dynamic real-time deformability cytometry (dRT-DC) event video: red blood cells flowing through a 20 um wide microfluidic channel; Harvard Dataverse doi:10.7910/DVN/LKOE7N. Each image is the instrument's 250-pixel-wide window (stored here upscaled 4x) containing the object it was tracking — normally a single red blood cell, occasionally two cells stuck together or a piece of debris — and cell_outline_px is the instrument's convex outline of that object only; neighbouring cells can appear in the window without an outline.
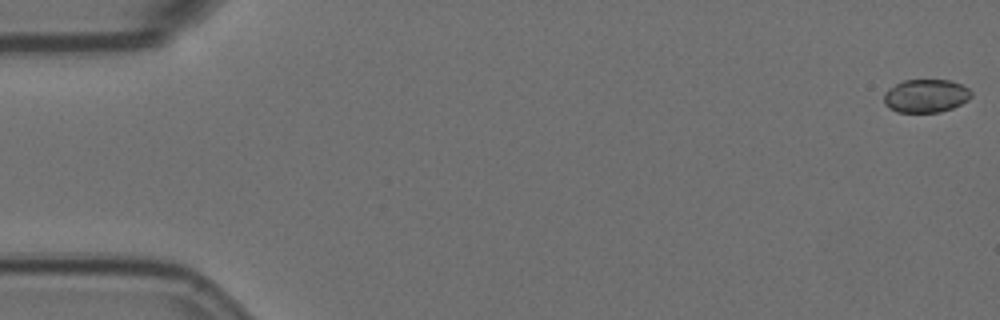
{"species": "Egyptian fruit bat (a non-hibernating species)", "species_latin": "Rousettus aegyptiacus", "temperature_condition": "room temperature", "stored_images_in_passage": 50, "camera_frame_rate_fps": 3000, "um_per_image_px": 0.085, "animal": {"sex": "female"}, "frame": {"image": 1, "passage_image": 1, "time_ms": 0.0, "image_size_px": [1000, 320], "cell_outline_px": [[972, 96], [968, 100], [952, 108], [940, 112], [896, 112], [888, 108], [884, 104], [884, 92], [888, 88], [904, 80], [952, 80], [968, 88], [972, 92]], "centroid_in_image_um": [78.68, 8.15], "position_along_channel_um": 6.3, "area_um2": 17.05}}
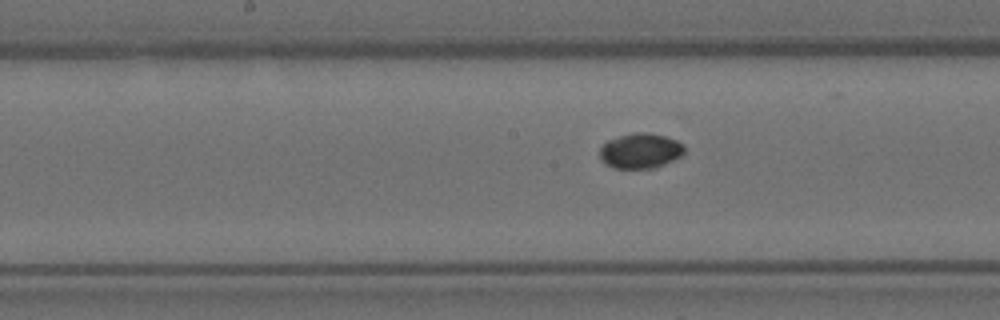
{"frame": {"image": 2, "passage_image": 29, "time_ms": 9.333, "image_size_px": [1000, 320], "cell_outline_px": [[684, 152], [680, 156], [664, 164], [652, 168], [612, 168], [604, 164], [600, 160], [600, 148], [608, 140], [632, 132], [644, 132], [664, 136], [676, 140], [684, 144]], "centroid_in_image_um": [54.4, 12.82], "position_along_channel_um": 193.8, "area_um2": 17.28}}
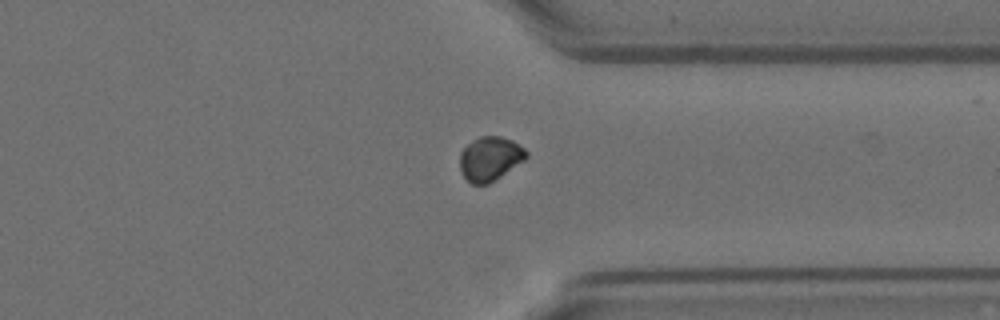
{"frame": {"image": 3, "passage_image": 44, "time_ms": 14.333, "image_size_px": [1000, 320], "cell_outline_px": [[528, 156], [524, 160], [488, 184], [472, 184], [460, 172], [460, 152], [472, 140], [480, 136], [500, 136], [512, 140], [524, 148], [528, 152]], "centroid_in_image_um": [41.64, 13.47], "position_along_channel_um": 369.8, "area_um2": 16.94}, "authors_computed_cell_mechanics": {"area_um2": 17.3111, "velocity_mm_per_s": 3.5692, "shape_relaxation_time_tau1_ms": null, "shape_relaxation_time_tau2_ms": 4.0568, "deformation_change_tau1": null, "deformation_change_tau2": 0.0252}}